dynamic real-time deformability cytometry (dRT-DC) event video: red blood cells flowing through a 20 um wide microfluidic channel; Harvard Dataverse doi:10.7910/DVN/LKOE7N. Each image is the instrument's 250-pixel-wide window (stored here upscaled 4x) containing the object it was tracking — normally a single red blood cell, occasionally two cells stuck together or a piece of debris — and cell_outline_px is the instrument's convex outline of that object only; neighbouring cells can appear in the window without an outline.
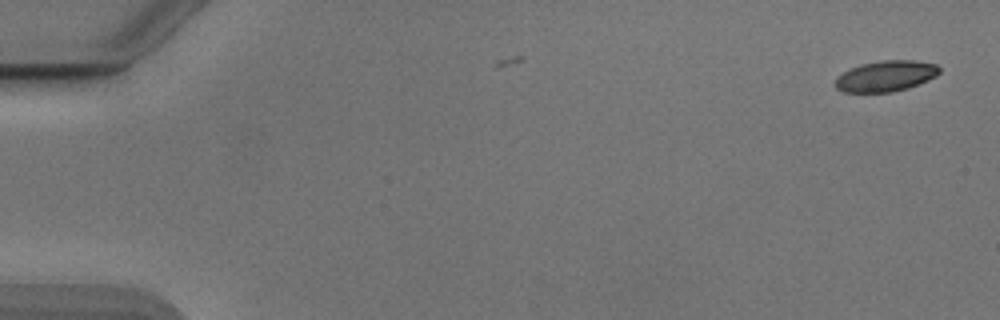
{"species": "Egyptian fruit bat (a non-hibernating species)", "species_latin": "Rousettus aegyptiacus", "temperature_condition": "cold", "stored_images_in_passage": 5, "camera_frame_rate_fps": 3000, "um_per_image_px": 0.085, "animal": {"sex": "male"}, "frame": {"image": 1, "passage_image": 1, "time_ms": 0.0, "image_size_px": [1000, 320], "cell_outline_px": [[940, 72], [936, 76], [928, 80], [908, 88], [892, 92], [844, 92], [836, 88], [832, 84], [844, 72], [860, 64], [880, 60], [912, 60], [936, 64], [940, 68]], "centroid_in_image_um": [75.3, 6.46], "position_along_channel_um": 9.7, "area_um2": 18.67}}